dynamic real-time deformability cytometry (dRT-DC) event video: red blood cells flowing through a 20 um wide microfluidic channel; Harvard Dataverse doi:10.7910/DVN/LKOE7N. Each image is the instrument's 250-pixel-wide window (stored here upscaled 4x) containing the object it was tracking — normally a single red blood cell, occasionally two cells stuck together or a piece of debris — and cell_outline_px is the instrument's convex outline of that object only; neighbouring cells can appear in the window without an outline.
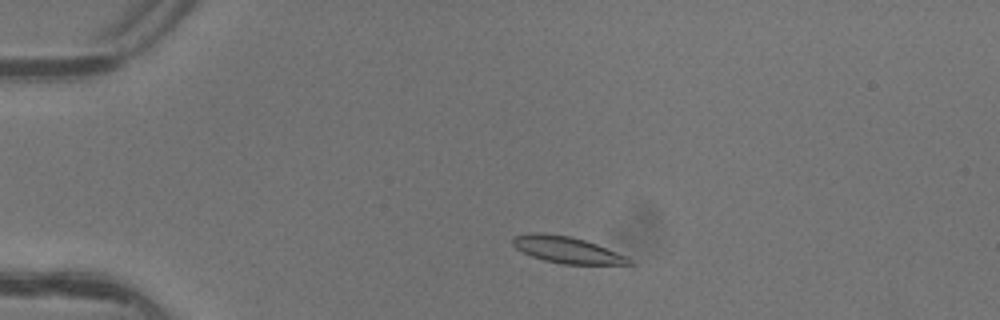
{"species": "common noctule bat (a hibernating species)", "species_latin": "Nyctalus noctula", "temperature_condition": "warm", "stored_images_in_passage": 2, "camera_frame_rate_fps": 3000, "um_per_image_px": 0.085, "animal": {"sex": "female"}, "frame": {"image": 1, "passage_image": 1, "time_ms": 0.0, "image_size_px": [1000, 320], "cell_outline_px": [[636, 264], [564, 264], [544, 260], [532, 256], [516, 248], [512, 244], [512, 236], [528, 232], [544, 232], [568, 236], [584, 240], [596, 244], [628, 256]], "centroid_in_image_um": [48.18, 21.22], "position_along_channel_um": 36.8, "area_um2": 18.03}}